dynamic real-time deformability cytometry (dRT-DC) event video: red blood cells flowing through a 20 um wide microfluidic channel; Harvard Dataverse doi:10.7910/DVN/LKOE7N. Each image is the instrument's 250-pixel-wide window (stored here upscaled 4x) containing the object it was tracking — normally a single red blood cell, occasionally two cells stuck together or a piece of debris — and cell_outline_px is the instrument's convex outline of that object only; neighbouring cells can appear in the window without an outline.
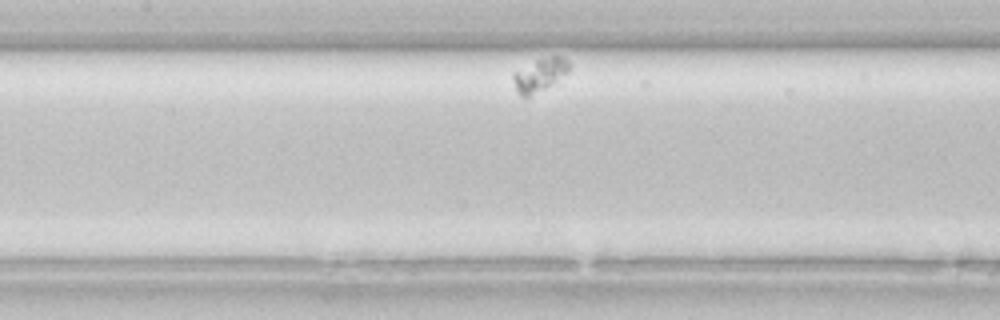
{"species": "common noctule bat (a hibernating species)", "species_latin": "Nyctalus noctula", "temperature_condition": "room temperature", "stored_images_in_passage": 30, "camera_frame_rate_fps": 3000, "um_per_image_px": 0.085, "animal": {"sex": "female", "body_mass_g": 22.7, "forearm_length_mm": 54.2}, "frame": {"image": 1, "passage_image": 11, "time_ms": 3.333, "image_size_px": [1000, 320], "cell_outline_px": [[572, 64], [568, 72], [544, 88], [528, 96], [520, 96], [516, 92], [512, 76], [512, 72], [536, 60], [548, 56], [560, 56], [568, 60]], "centroid_in_image_um": [45.86, 6.33], "position_along_channel_um": 161.5, "area_um2": 10.69}}
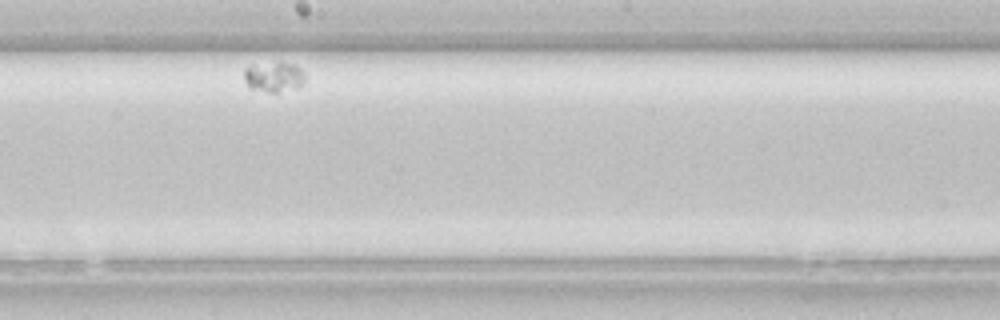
{"frame": {"image": 2, "passage_image": 17, "time_ms": 5.333, "image_size_px": [1000, 320], "cell_outline_px": [[304, 80], [296, 88], [276, 92], [268, 92], [248, 88], [244, 80], [244, 68], [252, 64], [280, 60], [296, 64], [304, 72]], "centroid_in_image_um": [23.24, 6.48], "position_along_channel_um": 225.0, "area_um2": 11.16}}
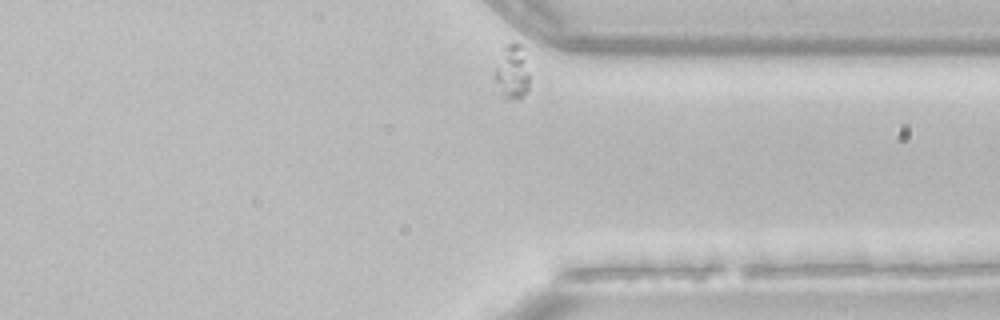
{"frame": {"image": 3, "passage_image": 30, "time_ms": 9.667, "image_size_px": [1000, 320], "cell_outline_px": [[528, 88], [520, 100], [504, 100], [500, 96], [492, 76], [504, 48], [508, 44], [520, 44], [528, 72]], "centroid_in_image_um": [43.48, 6.26], "position_along_channel_um": 367.9, "area_um2": 10.92}}